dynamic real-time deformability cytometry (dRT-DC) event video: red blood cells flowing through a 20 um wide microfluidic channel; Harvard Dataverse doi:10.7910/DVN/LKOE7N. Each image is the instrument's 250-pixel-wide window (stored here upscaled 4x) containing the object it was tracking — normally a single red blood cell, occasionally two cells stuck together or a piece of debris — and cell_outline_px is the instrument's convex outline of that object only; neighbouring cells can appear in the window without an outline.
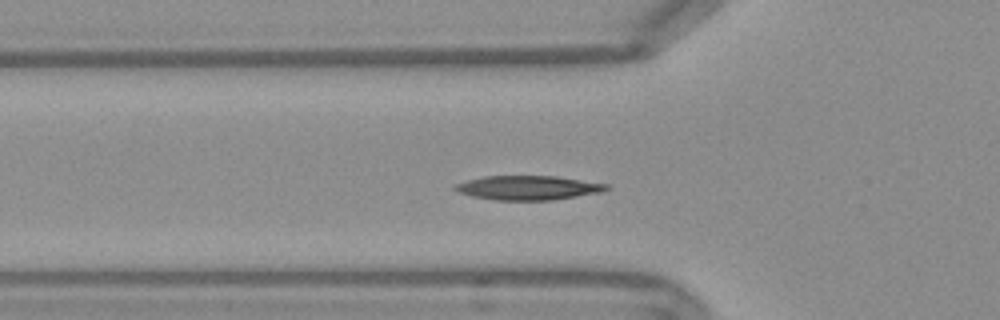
{"species": "Egyptian fruit bat (a non-hibernating species)", "species_latin": "Rousettus aegyptiacus", "temperature_condition": "warm", "stored_images_in_passage": 36, "camera_frame_rate_fps": 3000, "um_per_image_px": 0.085, "frame": {"image": 1, "passage_image": 8, "time_ms": 2.333, "image_size_px": [1000, 320], "cell_outline_px": [[612, 188], [604, 192], [552, 200], [496, 200], [472, 196], [456, 192], [452, 188], [456, 184], [468, 180], [484, 176], [556, 176], [608, 184]], "centroid_in_image_um": [44.92, 15.96], "position_along_channel_um": 80.9, "area_um2": 21.5}}
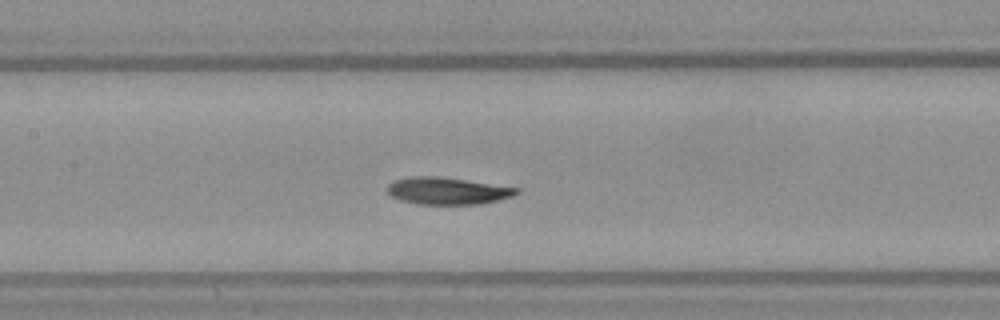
{"frame": {"image": 2, "passage_image": 15, "time_ms": 4.667, "image_size_px": [1000, 320], "cell_outline_px": [[520, 192], [512, 196], [480, 204], [416, 204], [400, 200], [392, 196], [388, 192], [388, 184], [396, 180], [412, 176], [436, 176], [520, 188]], "centroid_in_image_um": [38.02, 16.23], "position_along_channel_um": 169.4, "area_um2": 20.11}}
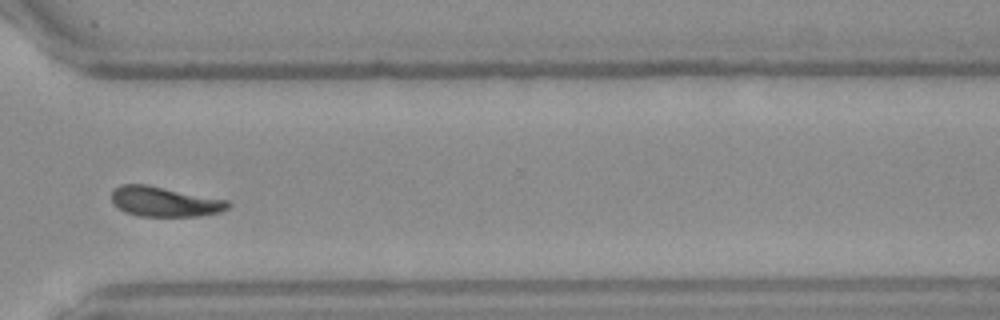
{"frame": {"image": 3, "passage_image": 30, "time_ms": 9.667, "image_size_px": [1000, 320], "cell_outline_px": [[228, 208], [220, 212], [200, 216], [140, 216], [124, 212], [116, 208], [112, 204], [112, 192], [120, 184], [144, 184], [228, 200]], "centroid_in_image_um": [13.94, 17.15], "position_along_channel_um": 356.7, "area_um2": 20.23}, "authors_computed_cell_mechanics": {"area_um2": 20.2589, "velocity_mm_per_s": 3.7521, "shape_relaxation_time_tau1_ms": 4.7178, "shape_relaxation_time_tau2_ms": 9.7982, "deformation_change_tau1": 0.1455, "deformation_change_tau2": 0.1569}}